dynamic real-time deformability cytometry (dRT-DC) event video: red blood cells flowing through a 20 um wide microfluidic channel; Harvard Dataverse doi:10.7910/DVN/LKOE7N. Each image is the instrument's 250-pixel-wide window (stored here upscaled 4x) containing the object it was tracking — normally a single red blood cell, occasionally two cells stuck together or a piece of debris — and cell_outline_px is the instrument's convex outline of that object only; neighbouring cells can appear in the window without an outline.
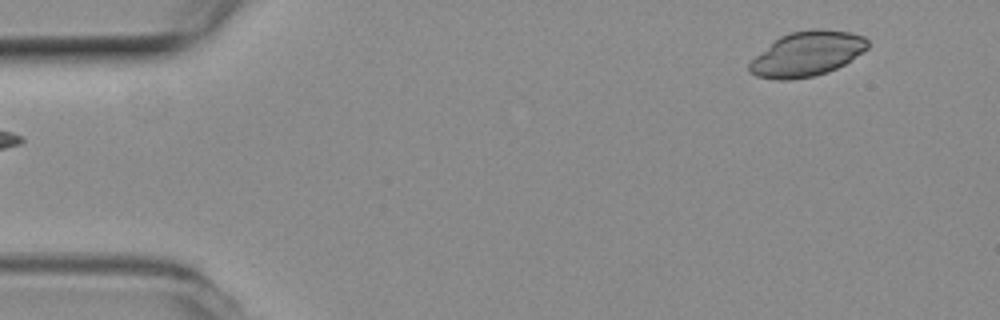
{"species": "common noctule bat (a hibernating species)", "species_latin": "Nyctalus noctula", "temperature_condition": "room temperature", "stored_images_in_passage": 5, "segment_of_instrument_passage": [2, 2], "camera_frame_rate_fps": 3000, "um_per_image_px": 0.085, "animal": {"sex": "female", "body_mass_g": 19.3, "forearm_length_mm": 54.1}, "frame": {"image": 1, "passage_image": 5, "time_ms": 1.333, "image_size_px": [1000, 320], "cell_outline_px": [[868, 48], [844, 64], [828, 72], [812, 76], [788, 80], [776, 80], [756, 76], [748, 72], [748, 64], [756, 56], [780, 36], [792, 32], [816, 28], [820, 28], [848, 32], [864, 36], [868, 40]], "centroid_in_image_um": [68.59, 4.58], "position_along_channel_um": 16.4, "area_um2": 30.63}}